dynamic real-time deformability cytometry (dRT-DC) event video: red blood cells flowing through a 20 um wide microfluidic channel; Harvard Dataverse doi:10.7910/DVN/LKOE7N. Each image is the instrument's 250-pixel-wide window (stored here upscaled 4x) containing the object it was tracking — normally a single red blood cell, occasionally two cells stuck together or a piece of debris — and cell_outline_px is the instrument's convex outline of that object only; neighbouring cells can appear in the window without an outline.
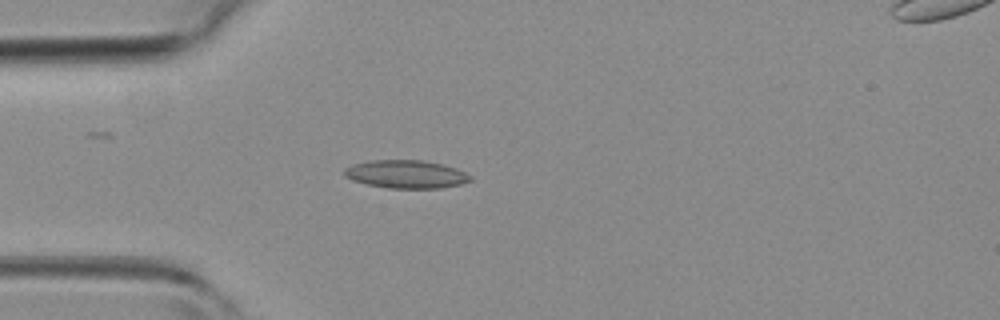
{"species": "common noctule bat (a hibernating species)", "species_latin": "Nyctalus noctula", "temperature_condition": "room temperature", "stored_images_in_passage": 3, "camera_frame_rate_fps": 3000, "um_per_image_px": 0.085, "animal": {"sex": "female", "body_mass_g": 19.3, "forearm_length_mm": 54.1}, "frame": {"image": 1, "passage_image": 1, "time_ms": 0.0, "image_size_px": [1000, 320], "cell_outline_px": [[472, 180], [460, 184], [440, 188], [388, 188], [368, 184], [352, 180], [344, 176], [344, 168], [352, 164], [372, 160], [424, 160], [456, 168], [472, 176]], "centroid_in_image_um": [34.5, 14.8], "position_along_channel_um": 50.5, "area_um2": 20.58}}
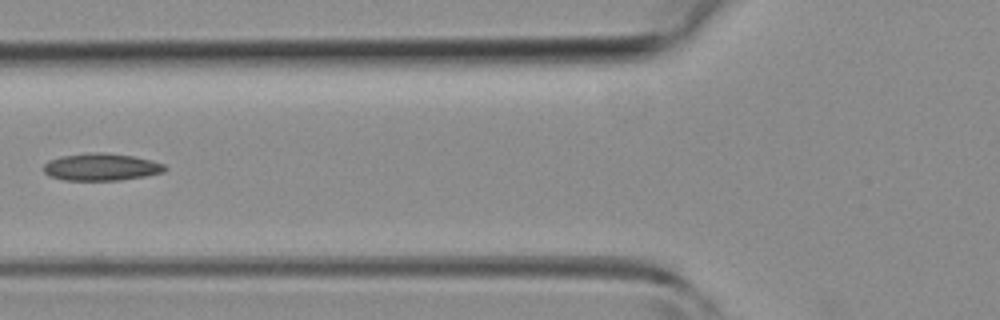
{"frame": {"image": 2, "passage_image": 3, "time_ms": 1.667, "image_size_px": [1000, 320], "cell_outline_px": [[168, 168], [164, 172], [144, 176], [120, 180], [64, 180], [52, 176], [44, 172], [44, 164], [48, 160], [60, 156], [100, 152], [104, 152], [132, 156], [152, 160], [164, 164]], "centroid_in_image_um": [8.63, 14.19], "position_along_channel_um": 117.2, "area_um2": 19.13}}